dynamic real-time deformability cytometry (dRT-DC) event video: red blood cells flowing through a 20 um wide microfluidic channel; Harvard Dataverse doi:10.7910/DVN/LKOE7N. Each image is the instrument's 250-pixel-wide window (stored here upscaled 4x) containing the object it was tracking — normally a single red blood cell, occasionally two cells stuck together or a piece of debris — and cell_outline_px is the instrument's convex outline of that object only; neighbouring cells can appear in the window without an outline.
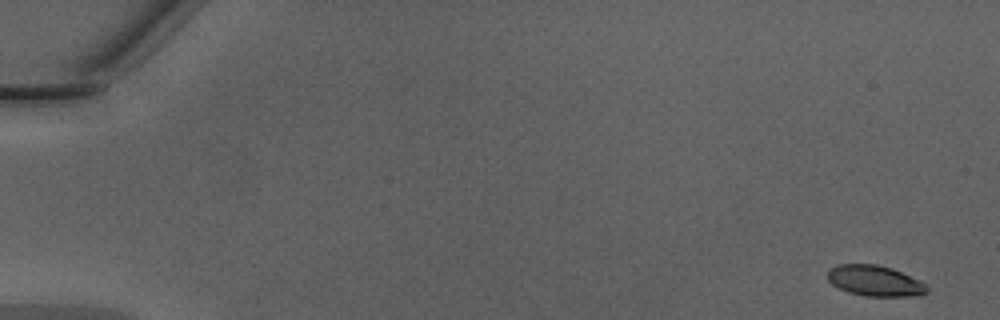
{"species": "Egyptian fruit bat (a non-hibernating species)", "species_latin": "Rousettus aegyptiacus", "temperature_condition": "warm", "stored_images_in_passage": 48, "camera_frame_rate_fps": 3000, "um_per_image_px": 0.085, "animal": {"sex": "male"}, "frame": {"image": 1, "passage_image": 1, "time_ms": 0.0, "image_size_px": [1000, 320], "cell_outline_px": [[928, 292], [916, 296], [864, 296], [848, 292], [832, 284], [828, 280], [828, 272], [836, 264], [876, 264], [892, 268], [920, 280], [928, 288]], "centroid_in_image_um": [74.37, 23.87], "position_along_channel_um": 10.6, "area_um2": 17.74}}
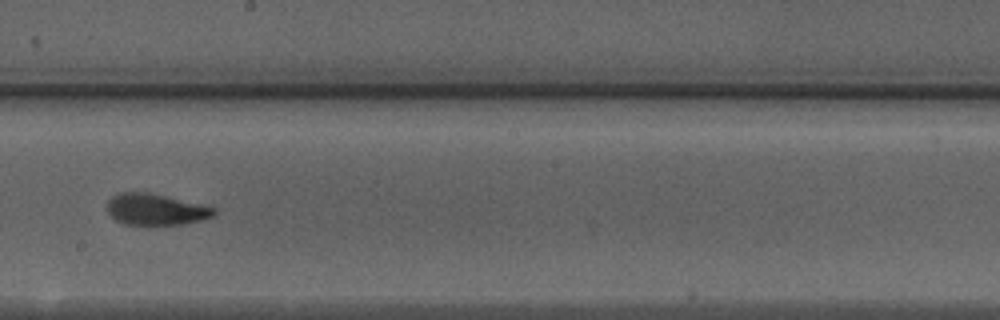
{"frame": {"image": 2, "passage_image": 28, "time_ms": 9.0, "image_size_px": [1000, 320], "cell_outline_px": [[216, 216], [204, 220], [184, 224], [148, 228], [124, 224], [116, 220], [108, 212], [108, 200], [112, 196], [120, 192], [148, 192], [200, 204], [216, 208]], "centroid_in_image_um": [13.26, 17.86], "position_along_channel_um": 234.9, "area_um2": 20.29}}
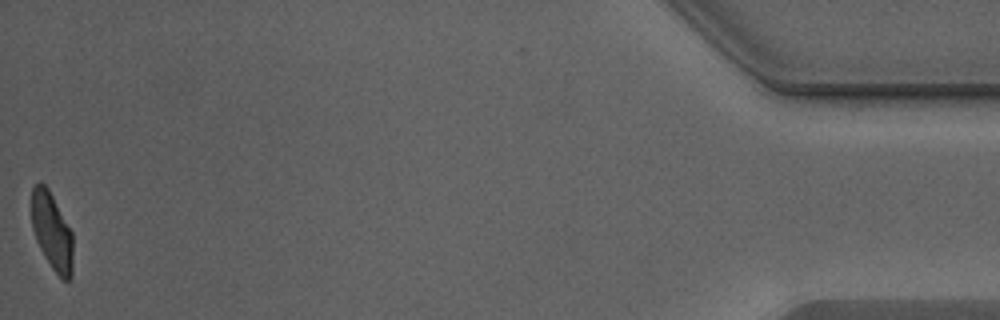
{"frame": {"image": 3, "passage_image": 48, "time_ms": 15.667, "image_size_px": [1000, 320], "cell_outline_px": [[72, 276], [68, 280], [64, 280], [52, 268], [44, 256], [36, 240], [32, 228], [32, 188], [40, 180], [48, 188], [72, 232]], "centroid_in_image_um": [4.41, 19.66], "position_along_channel_um": 430.8, "area_um2": 18.44}, "authors_computed_cell_mechanics": {"area_um2": 19.7387, "velocity_mm_per_s": 4.2997, "shape_relaxation_time_tau1_ms": 3.1016, "shape_relaxation_time_tau2_ms": 0.8182, "deformation_change_tau1": 0.1535, "deformation_change_tau2": 0.0796}}